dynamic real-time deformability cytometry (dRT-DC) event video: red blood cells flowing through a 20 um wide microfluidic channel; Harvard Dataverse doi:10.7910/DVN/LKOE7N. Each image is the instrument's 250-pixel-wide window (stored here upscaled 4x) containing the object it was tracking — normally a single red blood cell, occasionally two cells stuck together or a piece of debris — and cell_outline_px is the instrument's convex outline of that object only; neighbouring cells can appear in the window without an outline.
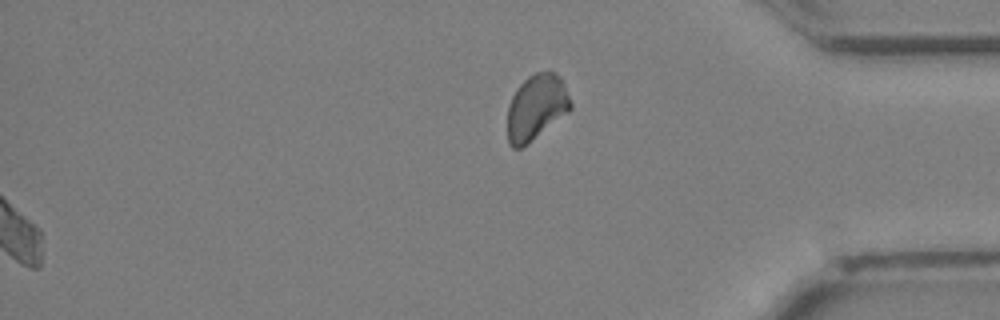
{"species": "Egyptian fruit bat (a non-hibernating species)", "species_latin": "Rousettus aegyptiacus", "temperature_condition": "cold", "stored_images_in_passage": 37, "segment_of_instrument_passage": [2, 2], "camera_frame_rate_fps": 3000, "um_per_image_px": 0.085, "animal": {"sex": "female"}, "frame": {"image": 1, "passage_image": 37, "time_ms": 12.0, "image_size_px": [1000, 320], "cell_outline_px": [[572, 108], [568, 112], [528, 144], [520, 148], [512, 148], [508, 144], [508, 104], [516, 88], [528, 76], [536, 72], [556, 72], [560, 76], [572, 104]], "centroid_in_image_um": [45.57, 9.12], "position_along_channel_um": 389.6, "area_um2": 24.1}}